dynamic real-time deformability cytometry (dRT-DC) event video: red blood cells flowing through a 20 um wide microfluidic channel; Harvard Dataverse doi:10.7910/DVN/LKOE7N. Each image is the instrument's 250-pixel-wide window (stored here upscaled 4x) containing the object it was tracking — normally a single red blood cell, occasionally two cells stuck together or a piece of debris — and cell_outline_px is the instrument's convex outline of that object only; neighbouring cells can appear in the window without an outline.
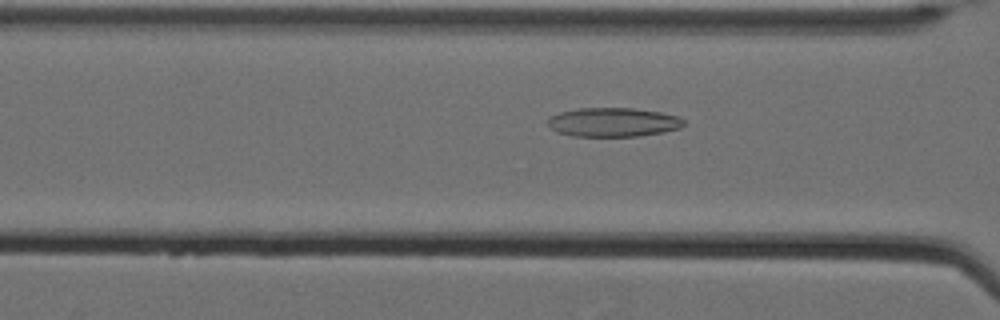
{"species": "Egyptian fruit bat (a non-hibernating species)", "species_latin": "Rousettus aegyptiacus", "temperature_condition": "cold", "stored_images_in_passage": 38, "camera_frame_rate_fps": 3000, "um_per_image_px": 0.085, "animal": {"sex": "female"}, "frame": {"image": 1, "passage_image": 14, "time_ms": 4.333, "image_size_px": [1000, 320], "cell_outline_px": [[684, 124], [680, 128], [664, 132], [636, 136], [572, 136], [556, 132], [548, 124], [548, 120], [552, 116], [560, 112], [576, 108], [636, 108], [660, 112], [680, 116], [684, 120]], "centroid_in_image_um": [52.14, 10.38], "position_along_channel_um": 114.5, "area_um2": 23.06}}
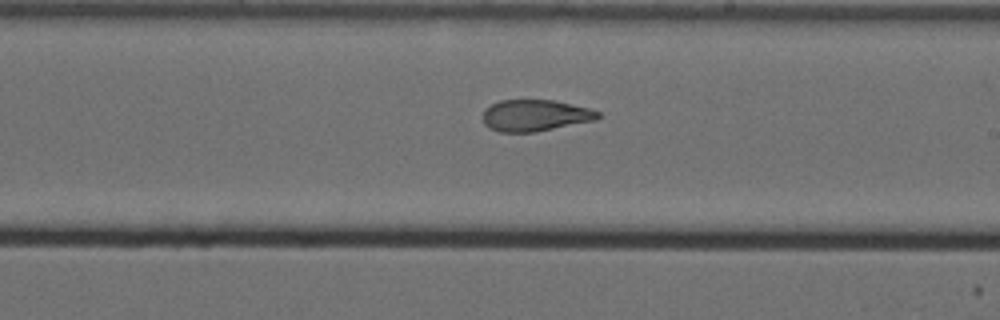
{"frame": {"image": 2, "passage_image": 25, "time_ms": 8.0, "image_size_px": [1000, 320], "cell_outline_px": [[600, 116], [596, 120], [536, 132], [500, 132], [488, 128], [484, 124], [484, 108], [500, 100], [552, 100], [588, 108], [600, 112]], "centroid_in_image_um": [45.47, 9.82], "position_along_channel_um": 243.5, "area_um2": 21.1}}
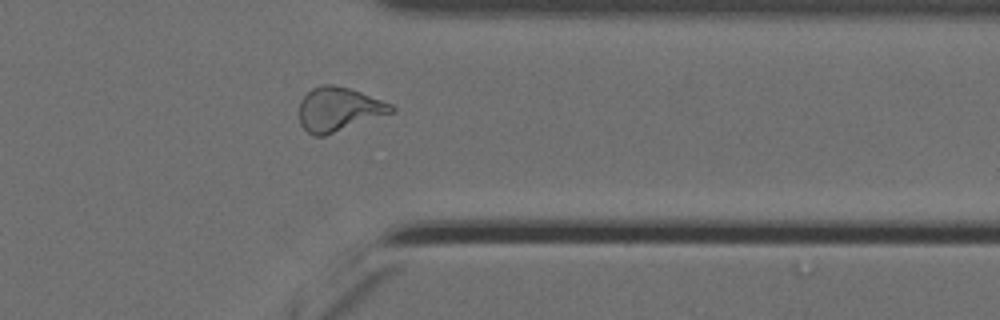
{"frame": {"image": 3, "passage_image": 37, "time_ms": 12.0, "image_size_px": [1000, 320], "cell_outline_px": [[396, 108], [392, 112], [324, 136], [312, 136], [300, 124], [300, 100], [312, 88], [320, 84], [332, 84], [348, 88], [360, 92], [392, 104]], "centroid_in_image_um": [28.76, 9.28], "position_along_channel_um": 382.6, "area_um2": 23.29}}